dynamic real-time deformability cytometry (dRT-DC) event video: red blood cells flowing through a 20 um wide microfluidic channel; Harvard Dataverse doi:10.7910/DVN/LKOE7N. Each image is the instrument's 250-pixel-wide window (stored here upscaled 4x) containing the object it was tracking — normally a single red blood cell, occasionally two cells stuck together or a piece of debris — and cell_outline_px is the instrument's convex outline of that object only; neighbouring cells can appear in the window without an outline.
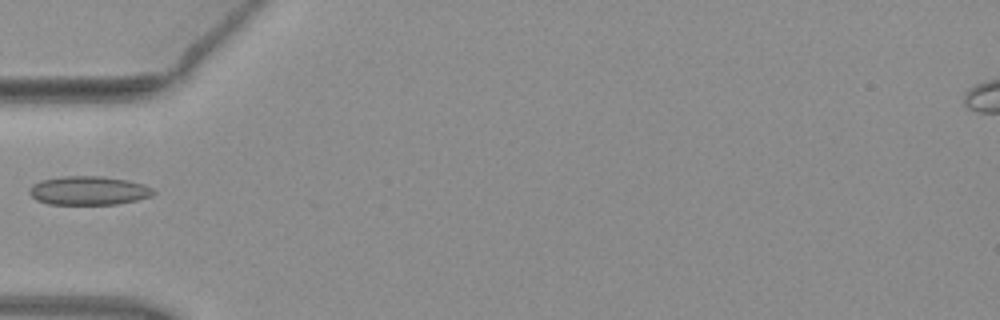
{"species": "common noctule bat (a hibernating species)", "species_latin": "Nyctalus noctula", "temperature_condition": "warm", "stored_images_in_passage": 1, "camera_frame_rate_fps": 3000, "um_per_image_px": 0.085, "animal": {"sex": "female", "body_mass_g": 19.3, "forearm_length_mm": 54.1}, "frame": {"image": 1, "passage_image": 1, "time_ms": 0.0, "image_size_px": [1000, 320], "cell_outline_px": [[156, 192], [152, 196], [136, 200], [116, 204], [48, 204], [36, 200], [28, 192], [32, 184], [40, 180], [64, 176], [104, 176], [128, 180], [144, 184], [152, 188]], "centroid_in_image_um": [7.53, 16.19], "position_along_channel_um": 77.5, "area_um2": 20.92}}